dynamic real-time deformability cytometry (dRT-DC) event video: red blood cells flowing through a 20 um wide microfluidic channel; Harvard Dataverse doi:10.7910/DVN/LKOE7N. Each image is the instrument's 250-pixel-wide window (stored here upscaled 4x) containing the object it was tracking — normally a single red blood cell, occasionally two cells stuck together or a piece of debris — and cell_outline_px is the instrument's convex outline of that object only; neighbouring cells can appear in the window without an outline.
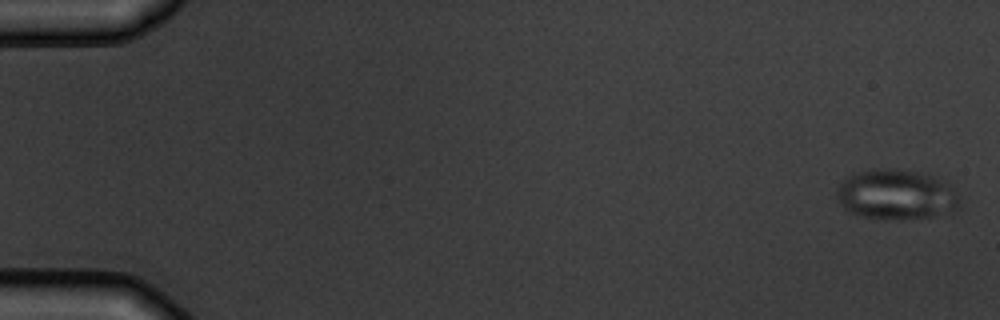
{"species": "common noctule bat (a hibernating species)", "species_latin": "Nyctalus noctula", "temperature_condition": "warm", "stored_images_in_passage": 8, "camera_frame_rate_fps": 3000, "um_per_image_px": 0.085, "animal": {"sex": "male", "body_mass_g": 19.5, "forearm_length_mm": 54.6}, "frame": {"image": 1, "passage_image": 1, "time_ms": 0.0, "image_size_px": [1000, 320], "cell_outline_px": [[960, 208], [952, 212], [932, 216], [888, 220], [864, 216], [852, 212], [844, 208], [836, 200], [836, 192], [840, 184], [848, 176], [856, 172], [876, 168], [892, 168], [924, 172], [940, 176], [948, 180], [952, 184], [960, 196]], "centroid_in_image_um": [76.27, 16.51], "position_along_channel_um": 8.7, "area_um2": 36.82}}